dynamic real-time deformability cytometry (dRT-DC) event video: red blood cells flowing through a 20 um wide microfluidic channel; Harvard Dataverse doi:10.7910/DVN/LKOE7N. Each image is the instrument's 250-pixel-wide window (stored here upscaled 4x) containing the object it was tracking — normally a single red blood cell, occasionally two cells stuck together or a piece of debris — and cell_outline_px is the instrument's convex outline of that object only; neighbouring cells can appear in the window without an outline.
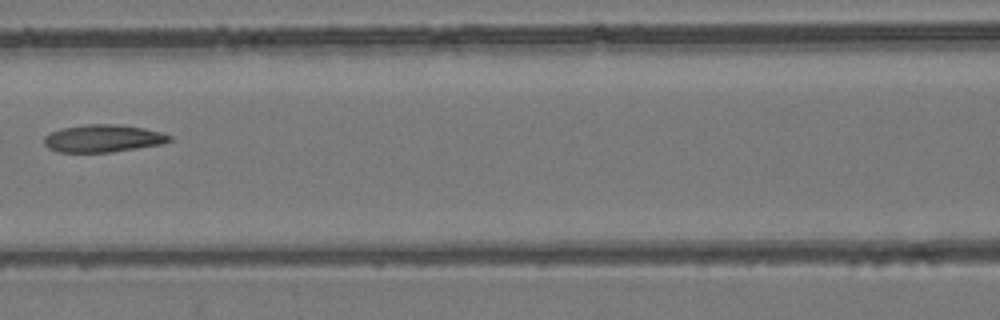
{"species": "common noctule bat (a hibernating species)", "species_latin": "Nyctalus noctula", "temperature_condition": "room temperature", "stored_images_in_passage": 4, "camera_frame_rate_fps": 3000, "um_per_image_px": 0.085, "animal": {"sex": "female", "body_mass_g": 24.6, "forearm_length_mm": 56.2}, "frame": {"image": 1, "passage_image": 4, "time_ms": 3.667, "image_size_px": [1000, 320], "cell_outline_px": [[172, 140], [164, 144], [112, 152], [56, 152], [48, 148], [44, 144], [44, 136], [52, 132], [64, 128], [88, 124], [120, 124], [144, 128], [160, 132], [172, 136]], "centroid_in_image_um": [8.79, 11.77], "position_along_channel_um": 157.8, "area_um2": 20.17}}